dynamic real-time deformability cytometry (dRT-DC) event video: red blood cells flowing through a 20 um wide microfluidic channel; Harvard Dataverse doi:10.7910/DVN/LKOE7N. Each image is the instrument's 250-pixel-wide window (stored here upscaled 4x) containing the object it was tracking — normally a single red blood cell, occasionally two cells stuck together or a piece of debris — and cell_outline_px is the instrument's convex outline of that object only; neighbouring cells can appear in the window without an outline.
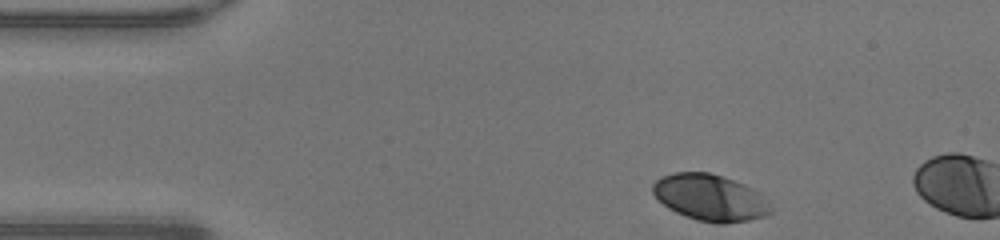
{"species": "human", "species_latin": "Homo sapiens", "temperature_condition": "warm", "stored_images_in_passage": 5, "camera_frame_rate_fps": 3000, "um_per_image_px": 0.085, "donor": {"sex": "male"}, "frame": {"image": 1, "passage_image": 1, "time_ms": 0.0, "image_size_px": [1000, 240], "cell_outline_px": [[772, 212], [764, 216], [748, 220], [724, 224], [716, 224], [696, 220], [676, 212], [668, 208], [652, 192], [652, 184], [660, 176], [676, 172], [708, 172], [744, 184], [760, 192], [772, 208]], "centroid_in_image_um": [60.36, 16.8], "position_along_channel_um": 24.6, "area_um2": 31.91}}